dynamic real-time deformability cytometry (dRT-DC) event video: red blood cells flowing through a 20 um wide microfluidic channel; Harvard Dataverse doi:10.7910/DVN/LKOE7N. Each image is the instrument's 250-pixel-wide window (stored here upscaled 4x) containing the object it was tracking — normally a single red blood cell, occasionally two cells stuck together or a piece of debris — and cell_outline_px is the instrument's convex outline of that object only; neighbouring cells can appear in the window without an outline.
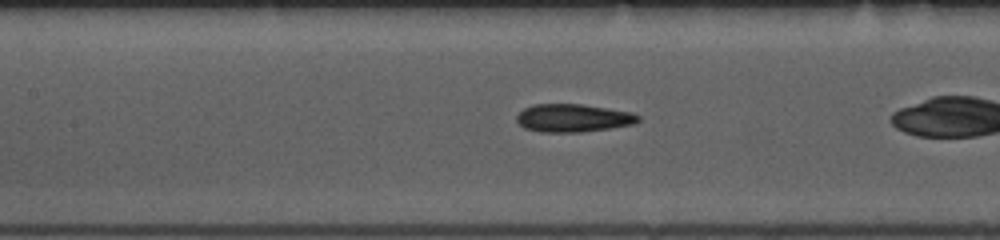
{"species": "common noctule bat (a hibernating species)", "species_latin": "Nyctalus noctula", "temperature_condition": "room temperature", "stored_images_in_passage": 39, "camera_frame_rate_fps": 3000, "um_per_image_px": 0.085, "animal": {"sex": "female", "body_mass_g": 10.0, "forearm_length_mm": 53.1}, "frame": {"image": 1, "passage_image": 21, "time_ms": 6.667, "image_size_px": [1000, 240], "cell_outline_px": [[640, 120], [632, 124], [608, 128], [580, 132], [540, 132], [524, 128], [516, 120], [516, 116], [524, 108], [536, 104], [580, 104], [608, 108], [632, 112], [640, 116]], "centroid_in_image_um": [48.7, 10.03], "position_along_channel_um": 158.7, "area_um2": 19.71}}
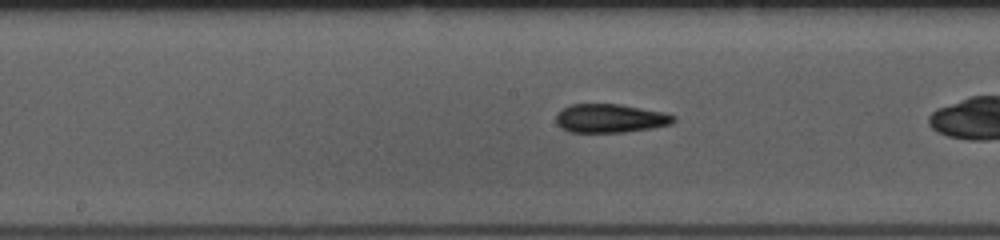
{"frame": {"image": 2, "passage_image": 24, "time_ms": 7.667, "image_size_px": [1000, 240], "cell_outline_px": [[676, 120], [672, 124], [652, 128], [624, 132], [568, 132], [560, 128], [556, 124], [556, 112], [572, 104], [620, 104], [664, 112], [676, 116]], "centroid_in_image_um": [51.86, 10.06], "position_along_channel_um": 196.3, "area_um2": 19.83}}
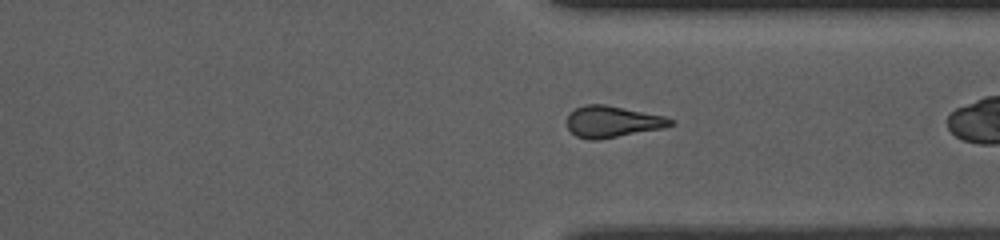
{"frame": {"image": 3, "passage_image": 37, "time_ms": 12.0, "image_size_px": [1000, 240], "cell_outline_px": [[676, 124], [664, 128], [600, 140], [588, 140], [576, 136], [568, 128], [568, 116], [576, 108], [584, 104], [604, 104], [664, 116], [676, 120]], "centroid_in_image_um": [52.1, 10.35], "position_along_channel_um": 359.3, "area_um2": 19.07}}